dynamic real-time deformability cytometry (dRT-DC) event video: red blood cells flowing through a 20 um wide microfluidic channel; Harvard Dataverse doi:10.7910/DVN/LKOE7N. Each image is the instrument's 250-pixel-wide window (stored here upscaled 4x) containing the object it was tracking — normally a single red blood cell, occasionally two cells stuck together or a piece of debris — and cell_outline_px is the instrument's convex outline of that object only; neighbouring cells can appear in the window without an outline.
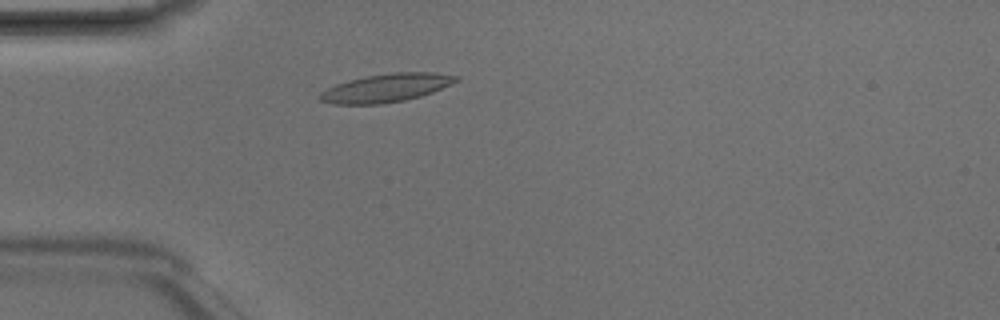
{"species": "Egyptian fruit bat (a non-hibernating species)", "species_latin": "Rousettus aegyptiacus", "temperature_condition": "room temperature", "stored_images_in_passage": 1, "camera_frame_rate_fps": 3000, "um_per_image_px": 0.085, "animal": {"sex": "male"}, "frame": {"image": 1, "passage_image": 1, "time_ms": 0.0, "image_size_px": [1000, 320], "cell_outline_px": [[460, 80], [432, 92], [420, 96], [404, 100], [384, 104], [332, 104], [320, 100], [320, 92], [336, 84], [348, 80], [368, 76], [396, 72], [436, 72], [460, 76]], "centroid_in_image_um": [32.86, 7.47], "position_along_channel_um": 52.1, "area_um2": 22.37}}